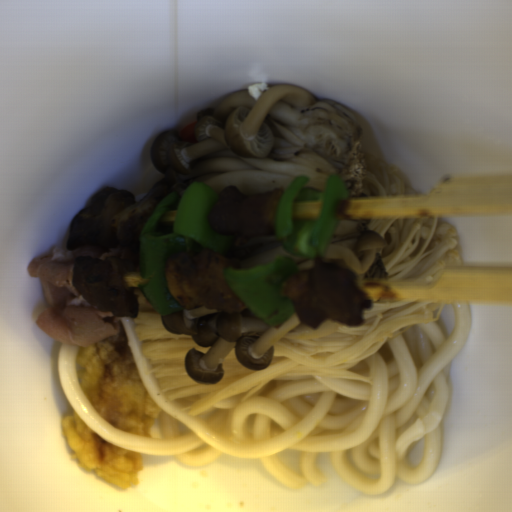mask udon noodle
<instances>
[{"mask_svg":"<svg viewBox=\"0 0 512 512\" xmlns=\"http://www.w3.org/2000/svg\"><path fill=\"white\" fill-rule=\"evenodd\" d=\"M449 336L435 322L414 324L388 338L349 368L361 380L329 377L270 379L245 401L237 393L196 415L166 397L140 345L133 318L119 320L141 382L161 409L163 439L113 427L81 389L78 345L60 344L57 372L72 410L102 438L143 455L172 456L188 468L213 463L223 453L258 460L290 489L327 482L316 465L329 453L348 485L381 496L397 477L427 483L441 454L442 423L451 390L449 368L466 342L471 305L452 302Z\"/></svg>","mask_w":512,"mask_h":512,"instance_id":"udon-noodle-1","label":"udon noodle"},{"mask_svg":"<svg viewBox=\"0 0 512 512\" xmlns=\"http://www.w3.org/2000/svg\"><path fill=\"white\" fill-rule=\"evenodd\" d=\"M163 176V172L157 170L153 164L150 165L143 175V192L135 197V201L145 198L152 188L162 180Z\"/></svg>","mask_w":512,"mask_h":512,"instance_id":"udon-noodle-2","label":"udon noodle"}]
</instances>
